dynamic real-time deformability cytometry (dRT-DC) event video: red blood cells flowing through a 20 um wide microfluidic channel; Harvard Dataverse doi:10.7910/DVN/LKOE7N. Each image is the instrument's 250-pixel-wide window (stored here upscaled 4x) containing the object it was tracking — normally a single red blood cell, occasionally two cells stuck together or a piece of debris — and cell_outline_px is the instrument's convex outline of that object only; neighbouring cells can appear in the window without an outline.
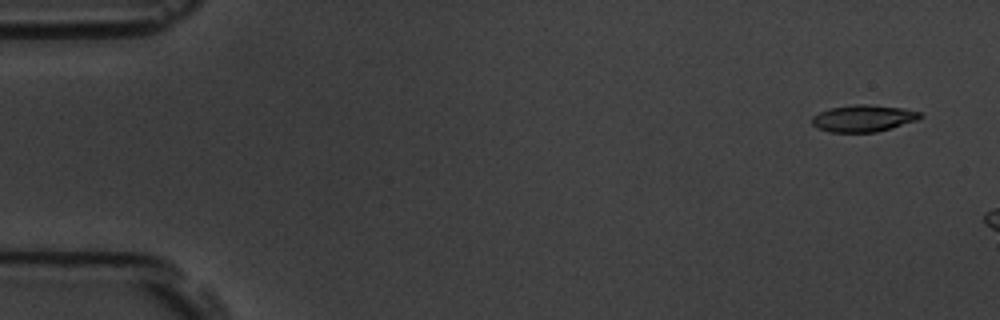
{"species": "common noctule bat (a hibernating species)", "species_latin": "Nyctalus noctula", "temperature_condition": "room temperature", "stored_images_in_passage": 3, "camera_frame_rate_fps": 3000, "um_per_image_px": 0.085, "animal": {"sex": "male", "body_mass_g": 19.5, "forearm_length_mm": 54.6}, "frame": {"image": 1, "passage_image": 1, "time_ms": 0.0, "image_size_px": [1000, 320], "cell_outline_px": [[924, 116], [916, 120], [892, 128], [876, 132], [828, 132], [816, 128], [812, 124], [812, 116], [828, 108], [856, 104], [868, 104], [904, 108], [920, 112]], "centroid_in_image_um": [73.37, 10.05], "position_along_channel_um": 11.6, "area_um2": 17.05}}